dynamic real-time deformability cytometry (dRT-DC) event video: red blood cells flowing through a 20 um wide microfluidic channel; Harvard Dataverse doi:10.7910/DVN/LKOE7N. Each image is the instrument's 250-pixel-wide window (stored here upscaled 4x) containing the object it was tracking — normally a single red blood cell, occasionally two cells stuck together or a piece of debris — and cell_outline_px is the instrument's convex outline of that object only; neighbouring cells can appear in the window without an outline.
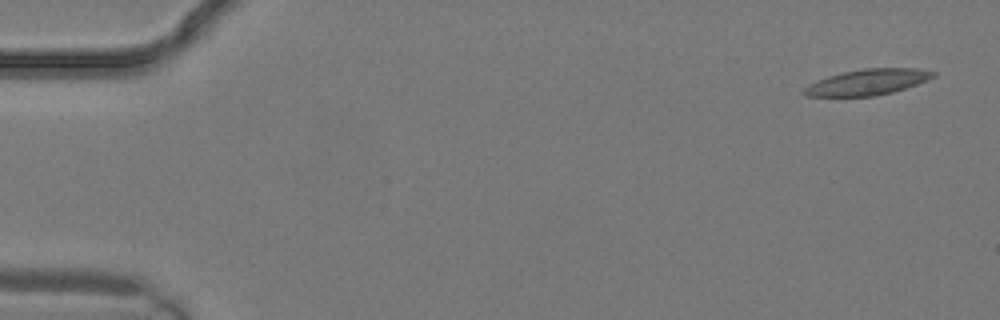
{"species": "common noctule bat (a hibernating species)", "species_latin": "Nyctalus noctula", "temperature_condition": "warm", "stored_images_in_passage": 3, "camera_frame_rate_fps": 3000, "um_per_image_px": 0.085, "animal": {"sex": "male", "body_mass_g": 19.2, "forearm_length_mm": 51.8}, "frame": {"image": 1, "passage_image": 1, "time_ms": 0.0, "image_size_px": [1000, 320], "cell_outline_px": [[936, 76], [928, 80], [892, 92], [876, 96], [804, 96], [800, 92], [808, 84], [816, 80], [828, 76], [844, 72], [864, 68], [920, 68], [936, 72]], "centroid_in_image_um": [73.73, 6.98], "position_along_channel_um": 11.3, "area_um2": 19.54}}